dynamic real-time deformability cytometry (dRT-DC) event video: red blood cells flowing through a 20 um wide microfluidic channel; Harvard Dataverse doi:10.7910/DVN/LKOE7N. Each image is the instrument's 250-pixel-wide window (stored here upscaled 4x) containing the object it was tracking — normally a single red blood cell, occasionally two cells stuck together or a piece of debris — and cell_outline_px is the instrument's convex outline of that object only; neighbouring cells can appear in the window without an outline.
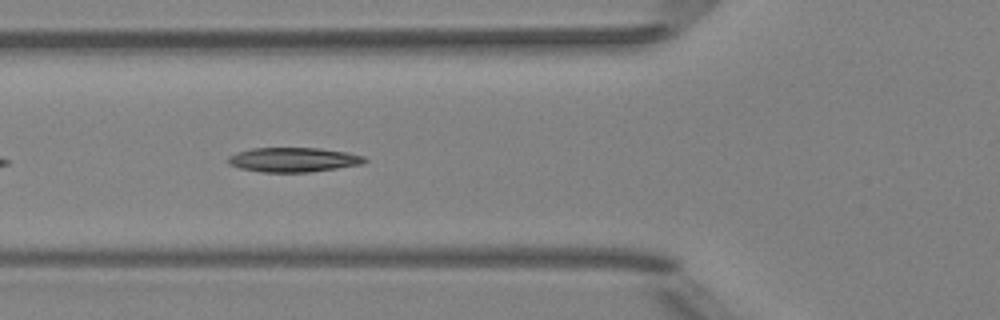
{"species": "Egyptian fruit bat (a non-hibernating species)", "species_latin": "Rousettus aegyptiacus", "temperature_condition": "room temperature", "stored_images_in_passage": 38, "camera_frame_rate_fps": 3000, "um_per_image_px": 0.085, "animal": {"sex": "female"}, "frame": {"image": 1, "passage_image": 6, "time_ms": 1.667, "image_size_px": [1000, 320], "cell_outline_px": [[368, 160], [364, 164], [308, 172], [260, 172], [240, 168], [228, 164], [228, 156], [236, 152], [252, 148], [320, 148], [344, 152], [364, 156]], "centroid_in_image_um": [24.92, 13.57], "position_along_channel_um": 100.9, "area_um2": 19.48}}
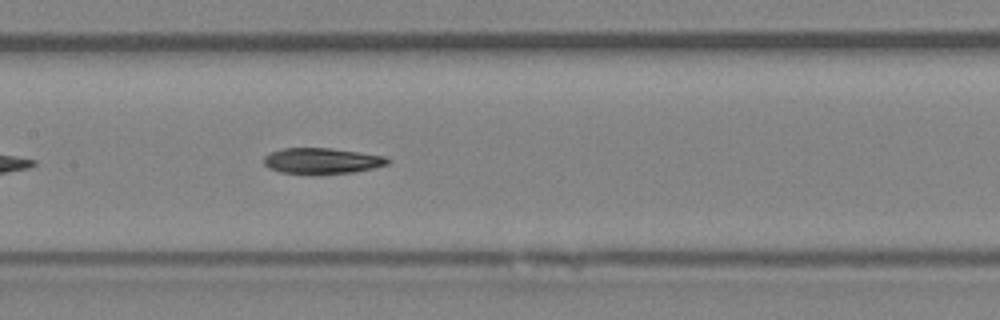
{"frame": {"image": 2, "passage_image": 12, "time_ms": 3.667, "image_size_px": [1000, 320], "cell_outline_px": [[392, 160], [388, 164], [372, 168], [352, 172], [316, 176], [312, 176], [280, 172], [268, 168], [264, 164], [264, 156], [272, 152], [284, 148], [332, 148], [360, 152], [384, 156]], "centroid_in_image_um": [27.35, 13.7], "position_along_channel_um": 180.1, "area_um2": 19.13}}
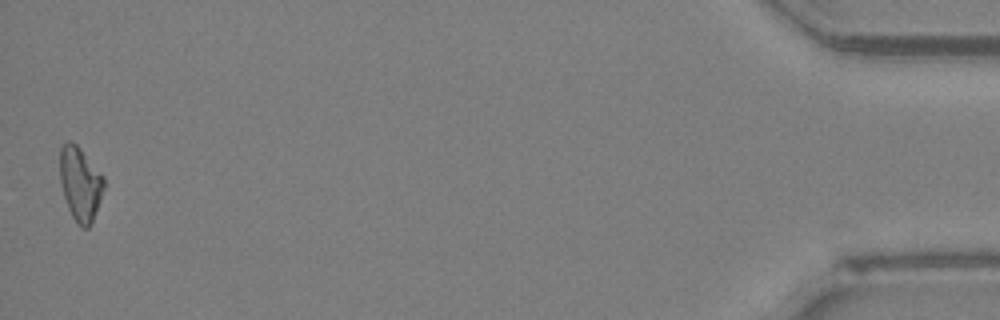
{"frame": {"image": 3, "passage_image": 38, "time_ms": 12.333, "image_size_px": [1000, 320], "cell_outline_px": [[104, 188], [100, 200], [92, 220], [88, 228], [80, 228], [76, 224], [68, 208], [60, 184], [60, 148], [68, 140], [72, 140], [80, 148], [104, 176]], "centroid_in_image_um": [6.81, 15.61], "position_along_channel_um": 428.4, "area_um2": 18.96}, "authors_computed_cell_mechanics": {"area_um2": 18.9584, "velocity_mm_per_s": 3.9706, "shape_relaxation_time_tau1_ms": 7.5471, "shape_relaxation_time_tau2_ms": null, "deformation_change_tau1": 0.2012, "deformation_change_tau2": null}}